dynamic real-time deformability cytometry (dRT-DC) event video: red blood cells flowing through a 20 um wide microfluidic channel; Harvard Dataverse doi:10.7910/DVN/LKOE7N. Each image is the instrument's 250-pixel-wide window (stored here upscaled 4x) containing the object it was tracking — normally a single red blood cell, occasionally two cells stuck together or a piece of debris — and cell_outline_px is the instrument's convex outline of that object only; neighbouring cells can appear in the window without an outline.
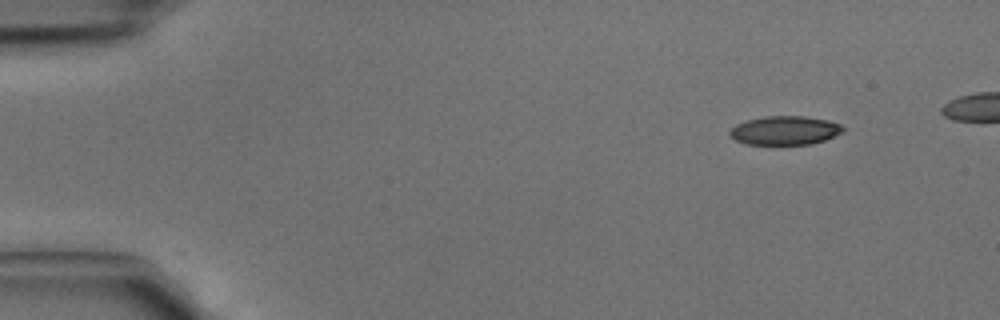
{"species": "common noctule bat (a hibernating species)", "species_latin": "Nyctalus noctula", "temperature_condition": "cold", "stored_images_in_passage": 3, "camera_frame_rate_fps": 3000, "um_per_image_px": 0.085, "animal": {"sex": "male", "body_mass_g": 15.6}, "frame": {"image": 1, "passage_image": 3, "time_ms": 0.667, "image_size_px": [1000, 320], "cell_outline_px": [[844, 132], [824, 140], [812, 144], [744, 144], [728, 136], [728, 132], [736, 124], [748, 120], [764, 116], [804, 116], [828, 120], [840, 124], [844, 128]], "centroid_in_image_um": [66.7, 11.09], "position_along_channel_um": 18.3, "area_um2": 19.07}}